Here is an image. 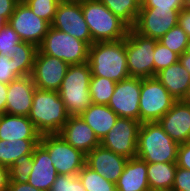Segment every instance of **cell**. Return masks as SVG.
I'll return each mask as SVG.
<instances>
[{"instance_id":"8992f818","label":"cell","mask_w":190,"mask_h":191,"mask_svg":"<svg viewBox=\"0 0 190 191\" xmlns=\"http://www.w3.org/2000/svg\"><path fill=\"white\" fill-rule=\"evenodd\" d=\"M157 42L158 40L144 37L129 28L125 49L130 77H154V49Z\"/></svg>"},{"instance_id":"4dcf8cb0","label":"cell","mask_w":190,"mask_h":191,"mask_svg":"<svg viewBox=\"0 0 190 191\" xmlns=\"http://www.w3.org/2000/svg\"><path fill=\"white\" fill-rule=\"evenodd\" d=\"M188 41V35L179 25L172 27L158 40L159 43L167 47L170 51L177 53L179 56L185 52Z\"/></svg>"},{"instance_id":"ba28073f","label":"cell","mask_w":190,"mask_h":191,"mask_svg":"<svg viewBox=\"0 0 190 191\" xmlns=\"http://www.w3.org/2000/svg\"><path fill=\"white\" fill-rule=\"evenodd\" d=\"M40 144L48 151L59 175H78L86 165V154L75 149L59 134L41 135Z\"/></svg>"},{"instance_id":"cb8c5ba5","label":"cell","mask_w":190,"mask_h":191,"mask_svg":"<svg viewBox=\"0 0 190 191\" xmlns=\"http://www.w3.org/2000/svg\"><path fill=\"white\" fill-rule=\"evenodd\" d=\"M80 116L93 129L100 141L118 119V115L108 105L93 103Z\"/></svg>"},{"instance_id":"f35d334b","label":"cell","mask_w":190,"mask_h":191,"mask_svg":"<svg viewBox=\"0 0 190 191\" xmlns=\"http://www.w3.org/2000/svg\"><path fill=\"white\" fill-rule=\"evenodd\" d=\"M172 188L175 191H190V170L177 166Z\"/></svg>"},{"instance_id":"d6a6232c","label":"cell","mask_w":190,"mask_h":191,"mask_svg":"<svg viewBox=\"0 0 190 191\" xmlns=\"http://www.w3.org/2000/svg\"><path fill=\"white\" fill-rule=\"evenodd\" d=\"M32 12L52 24L56 9L61 0H22Z\"/></svg>"},{"instance_id":"2e32d148","label":"cell","mask_w":190,"mask_h":191,"mask_svg":"<svg viewBox=\"0 0 190 191\" xmlns=\"http://www.w3.org/2000/svg\"><path fill=\"white\" fill-rule=\"evenodd\" d=\"M158 122L178 144L190 141V103L176 101Z\"/></svg>"},{"instance_id":"277c9868","label":"cell","mask_w":190,"mask_h":191,"mask_svg":"<svg viewBox=\"0 0 190 191\" xmlns=\"http://www.w3.org/2000/svg\"><path fill=\"white\" fill-rule=\"evenodd\" d=\"M81 9L93 43L126 38L129 27L99 0H81Z\"/></svg>"},{"instance_id":"5bb4252c","label":"cell","mask_w":190,"mask_h":191,"mask_svg":"<svg viewBox=\"0 0 190 191\" xmlns=\"http://www.w3.org/2000/svg\"><path fill=\"white\" fill-rule=\"evenodd\" d=\"M141 78L128 77L116 83L108 106L121 118L140 121Z\"/></svg>"},{"instance_id":"b9f144b4","label":"cell","mask_w":190,"mask_h":191,"mask_svg":"<svg viewBox=\"0 0 190 191\" xmlns=\"http://www.w3.org/2000/svg\"><path fill=\"white\" fill-rule=\"evenodd\" d=\"M178 25L183 29L190 39V7L183 8L180 11Z\"/></svg>"},{"instance_id":"60d3db41","label":"cell","mask_w":190,"mask_h":191,"mask_svg":"<svg viewBox=\"0 0 190 191\" xmlns=\"http://www.w3.org/2000/svg\"><path fill=\"white\" fill-rule=\"evenodd\" d=\"M19 1L20 0H0V16L8 21Z\"/></svg>"},{"instance_id":"9c48e42d","label":"cell","mask_w":190,"mask_h":191,"mask_svg":"<svg viewBox=\"0 0 190 191\" xmlns=\"http://www.w3.org/2000/svg\"><path fill=\"white\" fill-rule=\"evenodd\" d=\"M176 101L156 77L141 78V123L158 121Z\"/></svg>"},{"instance_id":"4316f807","label":"cell","mask_w":190,"mask_h":191,"mask_svg":"<svg viewBox=\"0 0 190 191\" xmlns=\"http://www.w3.org/2000/svg\"><path fill=\"white\" fill-rule=\"evenodd\" d=\"M129 28L135 25L141 0H99Z\"/></svg>"},{"instance_id":"d590c367","label":"cell","mask_w":190,"mask_h":191,"mask_svg":"<svg viewBox=\"0 0 190 191\" xmlns=\"http://www.w3.org/2000/svg\"><path fill=\"white\" fill-rule=\"evenodd\" d=\"M49 191H86L77 175H58Z\"/></svg>"},{"instance_id":"ac0fdd59","label":"cell","mask_w":190,"mask_h":191,"mask_svg":"<svg viewBox=\"0 0 190 191\" xmlns=\"http://www.w3.org/2000/svg\"><path fill=\"white\" fill-rule=\"evenodd\" d=\"M36 86L30 75L18 77L8 84L5 113L28 117Z\"/></svg>"},{"instance_id":"52a82bcc","label":"cell","mask_w":190,"mask_h":191,"mask_svg":"<svg viewBox=\"0 0 190 191\" xmlns=\"http://www.w3.org/2000/svg\"><path fill=\"white\" fill-rule=\"evenodd\" d=\"M38 49L69 65L88 61L89 45L63 31L50 27Z\"/></svg>"},{"instance_id":"44dd1931","label":"cell","mask_w":190,"mask_h":191,"mask_svg":"<svg viewBox=\"0 0 190 191\" xmlns=\"http://www.w3.org/2000/svg\"><path fill=\"white\" fill-rule=\"evenodd\" d=\"M32 121L26 116L4 113L0 117V140L40 139Z\"/></svg>"},{"instance_id":"d4e9b609","label":"cell","mask_w":190,"mask_h":191,"mask_svg":"<svg viewBox=\"0 0 190 191\" xmlns=\"http://www.w3.org/2000/svg\"><path fill=\"white\" fill-rule=\"evenodd\" d=\"M40 139L0 140V165L9 168L15 160L25 154H33Z\"/></svg>"},{"instance_id":"f1b7e54d","label":"cell","mask_w":190,"mask_h":191,"mask_svg":"<svg viewBox=\"0 0 190 191\" xmlns=\"http://www.w3.org/2000/svg\"><path fill=\"white\" fill-rule=\"evenodd\" d=\"M116 82L104 77H91L90 97L93 104L108 105L114 93Z\"/></svg>"},{"instance_id":"3957f363","label":"cell","mask_w":190,"mask_h":191,"mask_svg":"<svg viewBox=\"0 0 190 191\" xmlns=\"http://www.w3.org/2000/svg\"><path fill=\"white\" fill-rule=\"evenodd\" d=\"M28 118L41 135L58 134L68 121L63 100L58 91L36 88Z\"/></svg>"},{"instance_id":"ffe728a7","label":"cell","mask_w":190,"mask_h":191,"mask_svg":"<svg viewBox=\"0 0 190 191\" xmlns=\"http://www.w3.org/2000/svg\"><path fill=\"white\" fill-rule=\"evenodd\" d=\"M59 174L48 151L39 143L33 151L32 171L28 183L43 191H49Z\"/></svg>"},{"instance_id":"7402d4cb","label":"cell","mask_w":190,"mask_h":191,"mask_svg":"<svg viewBox=\"0 0 190 191\" xmlns=\"http://www.w3.org/2000/svg\"><path fill=\"white\" fill-rule=\"evenodd\" d=\"M115 185L117 191H150L147 162L137 157L128 159Z\"/></svg>"},{"instance_id":"1f68e13d","label":"cell","mask_w":190,"mask_h":191,"mask_svg":"<svg viewBox=\"0 0 190 191\" xmlns=\"http://www.w3.org/2000/svg\"><path fill=\"white\" fill-rule=\"evenodd\" d=\"M33 154H25L15 160L8 168L9 181L28 183L32 171Z\"/></svg>"},{"instance_id":"83f0119b","label":"cell","mask_w":190,"mask_h":191,"mask_svg":"<svg viewBox=\"0 0 190 191\" xmlns=\"http://www.w3.org/2000/svg\"><path fill=\"white\" fill-rule=\"evenodd\" d=\"M38 48L28 42H19L18 48L9 58L15 64V74L18 77L31 75L34 65V59Z\"/></svg>"},{"instance_id":"7a4b0ae2","label":"cell","mask_w":190,"mask_h":191,"mask_svg":"<svg viewBox=\"0 0 190 191\" xmlns=\"http://www.w3.org/2000/svg\"><path fill=\"white\" fill-rule=\"evenodd\" d=\"M179 144L170 138L158 121L140 124L136 157L147 163H177Z\"/></svg>"},{"instance_id":"836d02e7","label":"cell","mask_w":190,"mask_h":191,"mask_svg":"<svg viewBox=\"0 0 190 191\" xmlns=\"http://www.w3.org/2000/svg\"><path fill=\"white\" fill-rule=\"evenodd\" d=\"M179 61V55L157 42L154 49V77L161 70Z\"/></svg>"},{"instance_id":"bcb514c9","label":"cell","mask_w":190,"mask_h":191,"mask_svg":"<svg viewBox=\"0 0 190 191\" xmlns=\"http://www.w3.org/2000/svg\"><path fill=\"white\" fill-rule=\"evenodd\" d=\"M179 62L189 72L190 75V55L183 53L181 56H179Z\"/></svg>"},{"instance_id":"4fadbf2b","label":"cell","mask_w":190,"mask_h":191,"mask_svg":"<svg viewBox=\"0 0 190 191\" xmlns=\"http://www.w3.org/2000/svg\"><path fill=\"white\" fill-rule=\"evenodd\" d=\"M182 9L141 8L132 29L138 34L159 40L172 27L178 25Z\"/></svg>"},{"instance_id":"8fae6325","label":"cell","mask_w":190,"mask_h":191,"mask_svg":"<svg viewBox=\"0 0 190 191\" xmlns=\"http://www.w3.org/2000/svg\"><path fill=\"white\" fill-rule=\"evenodd\" d=\"M51 27L84 41L89 46L93 44L89 27L81 9V0H61Z\"/></svg>"},{"instance_id":"681fc988","label":"cell","mask_w":190,"mask_h":191,"mask_svg":"<svg viewBox=\"0 0 190 191\" xmlns=\"http://www.w3.org/2000/svg\"><path fill=\"white\" fill-rule=\"evenodd\" d=\"M184 53L190 55V39H189V41L187 42L186 49H185V52H184Z\"/></svg>"},{"instance_id":"7bdbcfd3","label":"cell","mask_w":190,"mask_h":191,"mask_svg":"<svg viewBox=\"0 0 190 191\" xmlns=\"http://www.w3.org/2000/svg\"><path fill=\"white\" fill-rule=\"evenodd\" d=\"M7 191H43L40 189H37L36 187H33L29 183H19V182H8Z\"/></svg>"},{"instance_id":"484cf974","label":"cell","mask_w":190,"mask_h":191,"mask_svg":"<svg viewBox=\"0 0 190 191\" xmlns=\"http://www.w3.org/2000/svg\"><path fill=\"white\" fill-rule=\"evenodd\" d=\"M177 163H147V179L150 191L172 188Z\"/></svg>"},{"instance_id":"c3c4849f","label":"cell","mask_w":190,"mask_h":191,"mask_svg":"<svg viewBox=\"0 0 190 191\" xmlns=\"http://www.w3.org/2000/svg\"><path fill=\"white\" fill-rule=\"evenodd\" d=\"M7 20L4 18V17H2V16H0V31L3 29V27L7 24Z\"/></svg>"},{"instance_id":"ab89813d","label":"cell","mask_w":190,"mask_h":191,"mask_svg":"<svg viewBox=\"0 0 190 191\" xmlns=\"http://www.w3.org/2000/svg\"><path fill=\"white\" fill-rule=\"evenodd\" d=\"M177 166L190 170V141L179 144Z\"/></svg>"},{"instance_id":"7c38bea8","label":"cell","mask_w":190,"mask_h":191,"mask_svg":"<svg viewBox=\"0 0 190 191\" xmlns=\"http://www.w3.org/2000/svg\"><path fill=\"white\" fill-rule=\"evenodd\" d=\"M7 24L19 35L23 42L41 45L51 24L36 16L32 10L20 0L9 18Z\"/></svg>"},{"instance_id":"e575fe53","label":"cell","mask_w":190,"mask_h":191,"mask_svg":"<svg viewBox=\"0 0 190 191\" xmlns=\"http://www.w3.org/2000/svg\"><path fill=\"white\" fill-rule=\"evenodd\" d=\"M19 35L6 24L0 31V54L10 57L14 54L18 43L21 42Z\"/></svg>"},{"instance_id":"5b68a950","label":"cell","mask_w":190,"mask_h":191,"mask_svg":"<svg viewBox=\"0 0 190 191\" xmlns=\"http://www.w3.org/2000/svg\"><path fill=\"white\" fill-rule=\"evenodd\" d=\"M91 69L88 62L69 65L58 93L69 116L81 115L91 104Z\"/></svg>"},{"instance_id":"ee69618b","label":"cell","mask_w":190,"mask_h":191,"mask_svg":"<svg viewBox=\"0 0 190 191\" xmlns=\"http://www.w3.org/2000/svg\"><path fill=\"white\" fill-rule=\"evenodd\" d=\"M8 84L0 82V115L5 113Z\"/></svg>"},{"instance_id":"74e56055","label":"cell","mask_w":190,"mask_h":191,"mask_svg":"<svg viewBox=\"0 0 190 191\" xmlns=\"http://www.w3.org/2000/svg\"><path fill=\"white\" fill-rule=\"evenodd\" d=\"M15 74V64L9 57L0 54V82L9 84L11 81L17 79Z\"/></svg>"},{"instance_id":"f907efd6","label":"cell","mask_w":190,"mask_h":191,"mask_svg":"<svg viewBox=\"0 0 190 191\" xmlns=\"http://www.w3.org/2000/svg\"><path fill=\"white\" fill-rule=\"evenodd\" d=\"M153 191H175L173 188L168 189H159V190H153Z\"/></svg>"},{"instance_id":"9a60e30c","label":"cell","mask_w":190,"mask_h":191,"mask_svg":"<svg viewBox=\"0 0 190 191\" xmlns=\"http://www.w3.org/2000/svg\"><path fill=\"white\" fill-rule=\"evenodd\" d=\"M68 68L69 64L63 60L43 54L38 49L30 76L32 77L36 88L58 91Z\"/></svg>"},{"instance_id":"6da1fadb","label":"cell","mask_w":190,"mask_h":191,"mask_svg":"<svg viewBox=\"0 0 190 191\" xmlns=\"http://www.w3.org/2000/svg\"><path fill=\"white\" fill-rule=\"evenodd\" d=\"M87 62L91 69V77H104L116 83L130 77L125 38L117 41L93 43L89 46Z\"/></svg>"},{"instance_id":"f6af8a7d","label":"cell","mask_w":190,"mask_h":191,"mask_svg":"<svg viewBox=\"0 0 190 191\" xmlns=\"http://www.w3.org/2000/svg\"><path fill=\"white\" fill-rule=\"evenodd\" d=\"M9 182L8 168L0 165V191H7Z\"/></svg>"},{"instance_id":"603a6c76","label":"cell","mask_w":190,"mask_h":191,"mask_svg":"<svg viewBox=\"0 0 190 191\" xmlns=\"http://www.w3.org/2000/svg\"><path fill=\"white\" fill-rule=\"evenodd\" d=\"M155 77L177 101L184 99L190 85V75L179 61L161 70Z\"/></svg>"},{"instance_id":"d6986e66","label":"cell","mask_w":190,"mask_h":191,"mask_svg":"<svg viewBox=\"0 0 190 191\" xmlns=\"http://www.w3.org/2000/svg\"><path fill=\"white\" fill-rule=\"evenodd\" d=\"M58 134L71 146L86 155L100 145V140L95 132L80 115L69 116Z\"/></svg>"},{"instance_id":"7dc6e473","label":"cell","mask_w":190,"mask_h":191,"mask_svg":"<svg viewBox=\"0 0 190 191\" xmlns=\"http://www.w3.org/2000/svg\"><path fill=\"white\" fill-rule=\"evenodd\" d=\"M182 101L186 102V103H190V85H189L188 91Z\"/></svg>"},{"instance_id":"30bf717a","label":"cell","mask_w":190,"mask_h":191,"mask_svg":"<svg viewBox=\"0 0 190 191\" xmlns=\"http://www.w3.org/2000/svg\"><path fill=\"white\" fill-rule=\"evenodd\" d=\"M141 122L129 118L118 117L100 145L128 159L137 155V139Z\"/></svg>"},{"instance_id":"f546056e","label":"cell","mask_w":190,"mask_h":191,"mask_svg":"<svg viewBox=\"0 0 190 191\" xmlns=\"http://www.w3.org/2000/svg\"><path fill=\"white\" fill-rule=\"evenodd\" d=\"M86 191H117L115 183L108 181L87 165L77 175Z\"/></svg>"},{"instance_id":"8d00e7d4","label":"cell","mask_w":190,"mask_h":191,"mask_svg":"<svg viewBox=\"0 0 190 191\" xmlns=\"http://www.w3.org/2000/svg\"><path fill=\"white\" fill-rule=\"evenodd\" d=\"M188 0H141V8L183 9Z\"/></svg>"},{"instance_id":"e0dca14e","label":"cell","mask_w":190,"mask_h":191,"mask_svg":"<svg viewBox=\"0 0 190 191\" xmlns=\"http://www.w3.org/2000/svg\"><path fill=\"white\" fill-rule=\"evenodd\" d=\"M127 161L128 158L101 145L95 147L86 155V165L113 183L118 181Z\"/></svg>"}]
</instances>
